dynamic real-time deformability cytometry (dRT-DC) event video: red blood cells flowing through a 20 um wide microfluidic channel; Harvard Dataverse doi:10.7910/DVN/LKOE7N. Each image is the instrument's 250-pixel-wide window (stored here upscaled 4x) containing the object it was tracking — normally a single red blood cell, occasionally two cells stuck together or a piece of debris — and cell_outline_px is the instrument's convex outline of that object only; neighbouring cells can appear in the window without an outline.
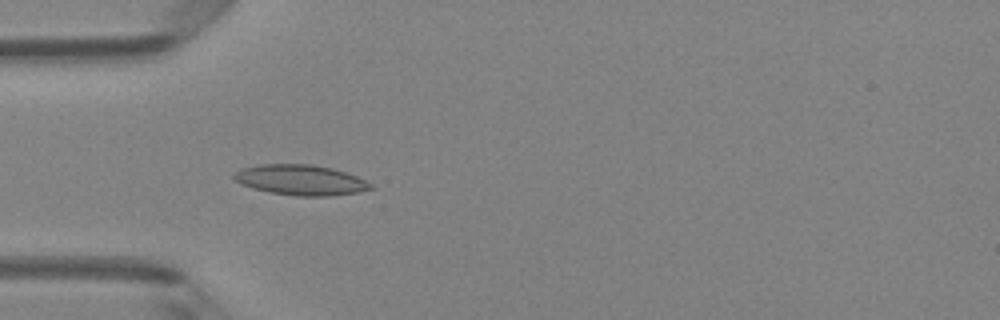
{"species": "Egyptian fruit bat (a non-hibernating species)", "species_latin": "Rousettus aegyptiacus", "temperature_condition": "room temperature", "stored_images_in_passage": 3, "camera_frame_rate_fps": 3000, "um_per_image_px": 0.085, "animal": {"sex": "female"}, "frame": {"image": 1, "passage_image": 3, "time_ms": 0.667, "image_size_px": [1000, 320], "cell_outline_px": [[376, 188], [356, 192], [332, 196], [296, 196], [272, 192], [252, 188], [236, 180], [232, 176], [240, 168], [260, 164], [312, 164], [332, 168], [356, 176], [372, 184]], "centroid_in_image_um": [25.57, 15.29], "position_along_channel_um": 59.4, "area_um2": 24.04}}